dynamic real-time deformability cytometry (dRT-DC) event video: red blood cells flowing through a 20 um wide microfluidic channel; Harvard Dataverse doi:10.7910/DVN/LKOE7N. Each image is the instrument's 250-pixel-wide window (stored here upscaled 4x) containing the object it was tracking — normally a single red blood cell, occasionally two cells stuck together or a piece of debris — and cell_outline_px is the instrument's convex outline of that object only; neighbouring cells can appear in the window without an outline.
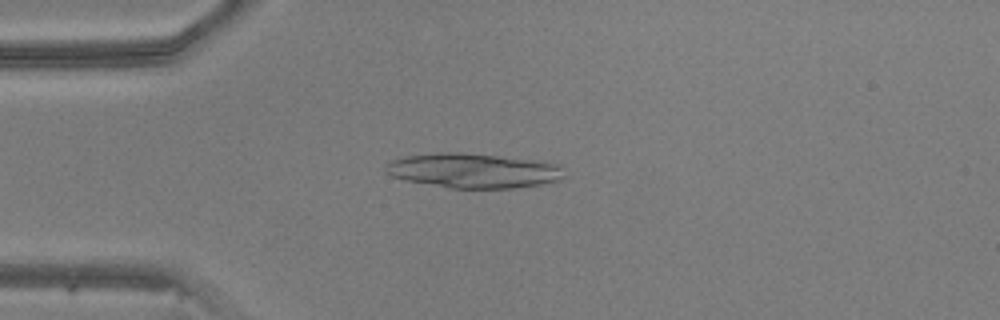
{"species": "common noctule bat (a hibernating species)", "species_latin": "Nyctalus noctula", "temperature_condition": "warm", "stored_images_in_passage": 47, "camera_frame_rate_fps": 3000, "um_per_image_px": 0.085, "animal": {"sex": "male", "body_mass_g": 20.5, "forearm_length_mm": 52.5}, "frame": {"image": 1, "passage_image": 12, "time_ms": 3.667, "image_size_px": [1000, 320], "cell_outline_px": [[564, 176], [560, 180], [544, 184], [512, 188], [448, 188], [404, 180], [392, 176], [384, 172], [384, 168], [392, 160], [404, 156], [440, 152], [464, 152], [544, 160], [560, 164]], "centroid_in_image_um": [40.27, 14.49], "position_along_channel_um": 44.7, "area_um2": 36.7}}